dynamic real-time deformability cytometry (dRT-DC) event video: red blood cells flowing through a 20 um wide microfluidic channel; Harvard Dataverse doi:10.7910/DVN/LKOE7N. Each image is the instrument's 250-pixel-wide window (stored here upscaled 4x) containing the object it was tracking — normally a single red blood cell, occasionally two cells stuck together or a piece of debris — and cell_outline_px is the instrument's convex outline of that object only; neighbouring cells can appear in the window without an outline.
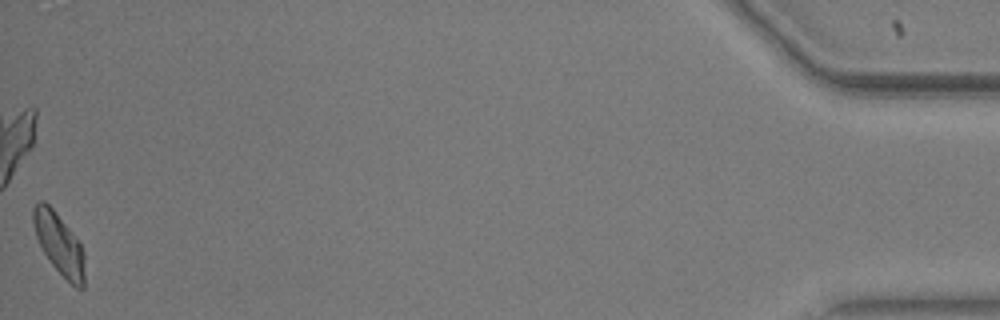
{"species": "common noctule bat (a hibernating species)", "species_latin": "Nyctalus noctula", "temperature_condition": "warm", "stored_images_in_passage": 48, "camera_frame_rate_fps": 3000, "um_per_image_px": 0.085, "animal": {"sex": "male", "body_mass_g": 20.5, "forearm_length_mm": 52.5}, "frame": {"image": 1, "passage_image": 48, "time_ms": 15.667, "image_size_px": [1000, 320], "cell_outline_px": [[84, 288], [76, 288], [52, 264], [44, 252], [36, 236], [32, 220], [32, 208], [40, 200], [44, 200], [52, 208], [68, 228], [80, 244], [84, 252]], "centroid_in_image_um": [5.01, 20.71], "position_along_channel_um": 430.2, "area_um2": 17.92}, "authors_computed_cell_mechanics": {"area_um2": 18.6116, "velocity_mm_per_s": 3.6425, "shape_relaxation_time_tau1_ms": 2.1194, "shape_relaxation_time_tau2_ms": 4.3462, "deformation_change_tau1": 0.1603, "deformation_change_tau2": 0.1205}}